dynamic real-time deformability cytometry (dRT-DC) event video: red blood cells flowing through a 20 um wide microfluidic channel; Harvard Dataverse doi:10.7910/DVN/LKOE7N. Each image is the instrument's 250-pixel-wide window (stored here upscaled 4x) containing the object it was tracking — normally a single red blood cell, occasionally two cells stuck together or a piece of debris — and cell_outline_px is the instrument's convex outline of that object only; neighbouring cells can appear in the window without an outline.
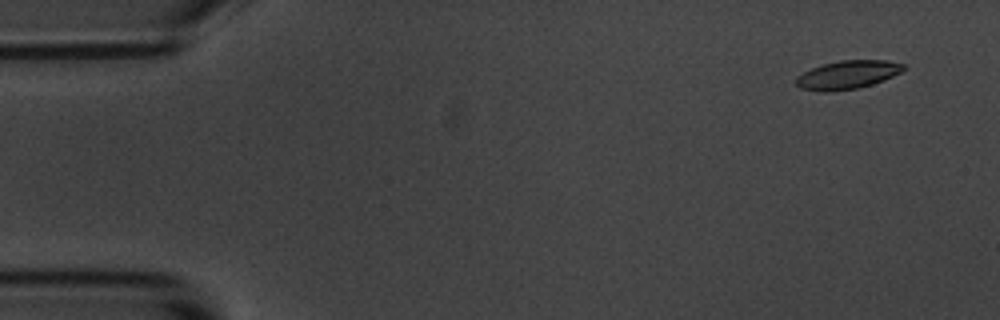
{"species": "common noctule bat (a hibernating species)", "species_latin": "Nyctalus noctula", "temperature_condition": "room temperature", "stored_images_in_passage": 10, "camera_frame_rate_fps": 3000, "um_per_image_px": 0.085, "animal": {"sex": "male", "body_mass_g": 20.1, "forearm_length_mm": 53.5}, "frame": {"image": 1, "passage_image": 1, "time_ms": 0.0, "image_size_px": [1000, 320], "cell_outline_px": [[904, 68], [900, 72], [884, 80], [872, 84], [856, 88], [828, 92], [824, 92], [800, 88], [796, 84], [796, 76], [812, 68], [824, 64], [840, 60], [884, 60], [904, 64]], "centroid_in_image_um": [72.01, 6.36], "position_along_channel_um": 13.0, "area_um2": 17.57}}
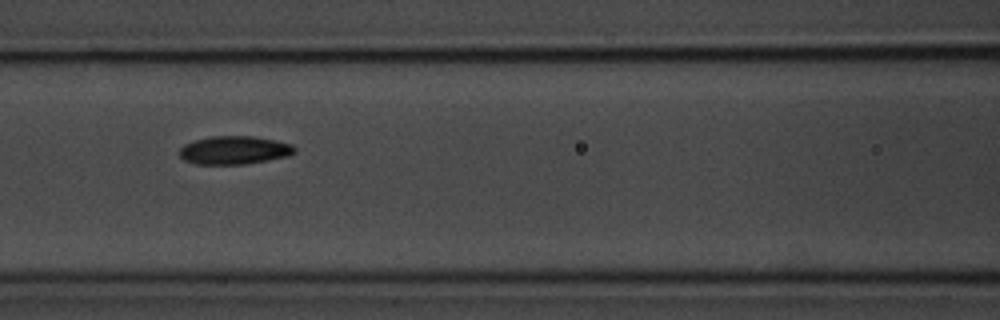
{"frame": {"image": 2, "passage_image": 7, "time_ms": 7.0, "image_size_px": [1000, 320], "cell_outline_px": [[296, 152], [288, 156], [268, 160], [244, 164], [196, 164], [184, 160], [180, 156], [180, 148], [184, 144], [196, 140], [212, 136], [252, 136], [292, 144], [296, 148]], "centroid_in_image_um": [19.92, 12.77], "position_along_channel_um": 146.7, "area_um2": 18.84}}
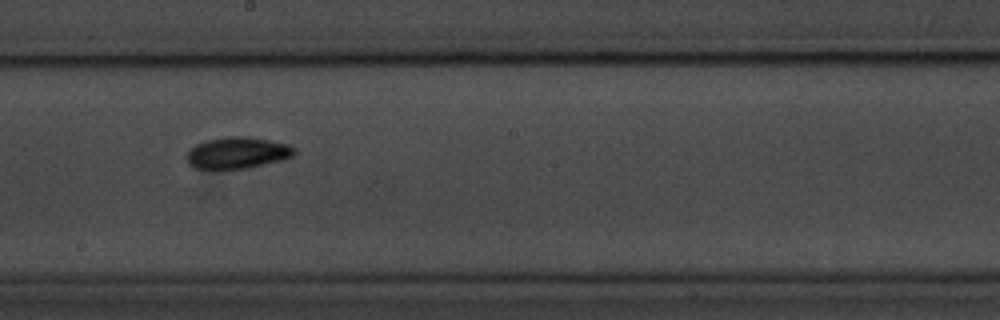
{"frame": {"image": 3, "passage_image": 9, "time_ms": 9.333, "image_size_px": [1000, 320], "cell_outline_px": [[296, 152], [292, 156], [284, 160], [248, 168], [192, 168], [188, 164], [188, 152], [196, 144], [204, 140], [228, 136], [248, 136], [288, 144], [296, 148]], "centroid_in_image_um": [20.21, 12.98], "position_along_channel_um": 228.0, "area_um2": 19.77}}